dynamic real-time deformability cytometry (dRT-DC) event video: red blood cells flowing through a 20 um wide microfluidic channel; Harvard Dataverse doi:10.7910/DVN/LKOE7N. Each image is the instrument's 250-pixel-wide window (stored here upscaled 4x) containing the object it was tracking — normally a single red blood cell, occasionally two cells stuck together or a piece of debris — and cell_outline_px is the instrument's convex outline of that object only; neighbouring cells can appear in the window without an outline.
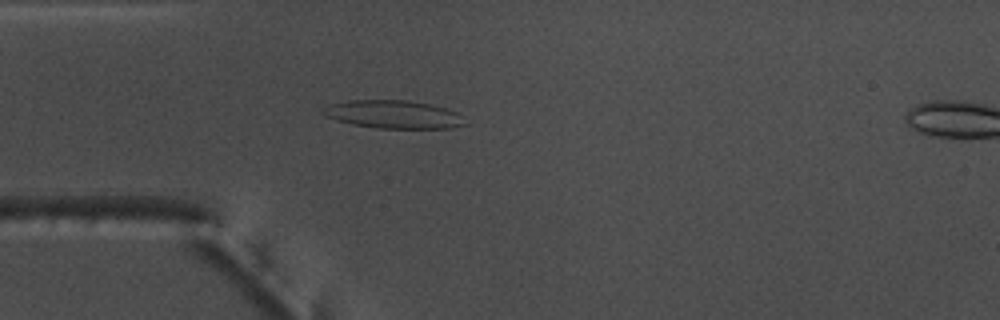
{"species": "common noctule bat (a hibernating species)", "species_latin": "Nyctalus noctula", "temperature_condition": "warm", "stored_images_in_passage": 50, "camera_frame_rate_fps": 3000, "um_per_image_px": 0.085, "animal": {"sex": "male", "body_mass_g": 17.5, "forearm_length_mm": 52.3}, "frame": {"image": 1, "passage_image": 12, "time_ms": 3.667, "image_size_px": [1000, 320], "cell_outline_px": [[468, 124], [452, 128], [376, 128], [352, 124], [336, 120], [324, 116], [320, 112], [324, 108], [332, 104], [348, 100], [408, 100], [428, 104], [444, 108], [456, 112]], "centroid_in_image_um": [33.41, 9.73], "position_along_channel_um": 51.6, "area_um2": 23.12}}
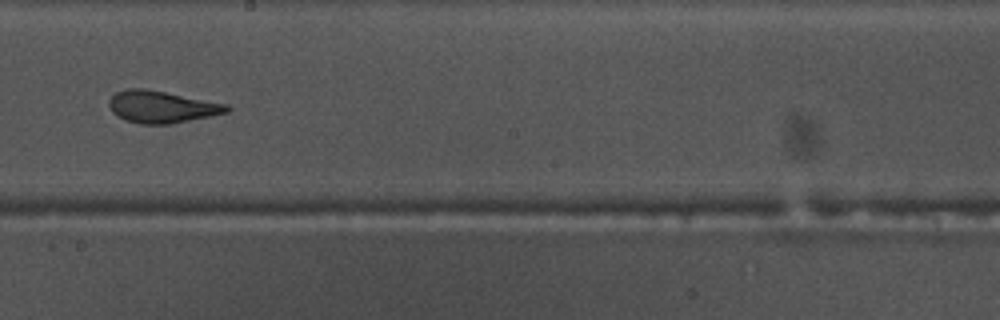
{"frame": {"image": 2, "passage_image": 27, "time_ms": 8.667, "image_size_px": [1000, 320], "cell_outline_px": [[232, 108], [228, 112], [168, 124], [140, 124], [116, 116], [112, 112], [108, 104], [108, 100], [116, 92], [128, 88], [144, 88], [228, 104]], "centroid_in_image_um": [13.72, 9.07], "position_along_channel_um": 234.5, "area_um2": 21.79}}
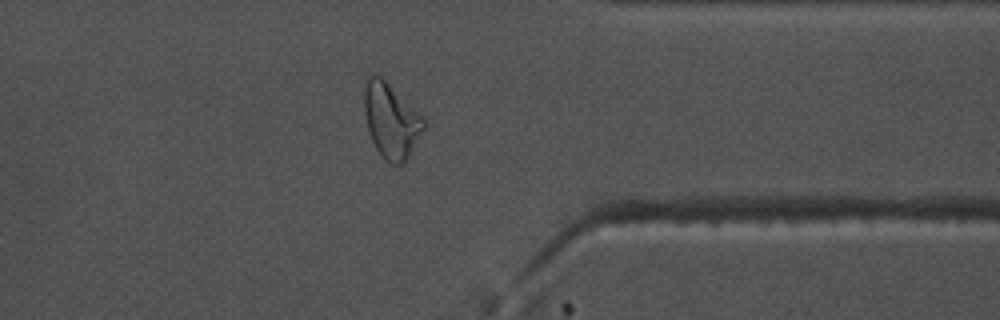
{"frame": {"image": 3, "passage_image": 39, "time_ms": 12.667, "image_size_px": [1000, 320], "cell_outline_px": [[424, 128], [404, 164], [392, 164], [384, 160], [380, 156], [372, 140], [368, 128], [364, 112], [364, 88], [368, 76], [376, 72], [424, 120]], "centroid_in_image_um": [33.19, 10.28], "position_along_channel_um": 378.2, "area_um2": 25.2}, "authors_computed_cell_mechanics": {"area_um2": 23.5535, "velocity_mm_per_s": 3.8139, "shape_relaxation_time_tau1_ms": 8.9897, "shape_relaxation_time_tau2_ms": 1.4222, "deformation_change_tau1": 0.2539, "deformation_change_tau2": 0.0921}}